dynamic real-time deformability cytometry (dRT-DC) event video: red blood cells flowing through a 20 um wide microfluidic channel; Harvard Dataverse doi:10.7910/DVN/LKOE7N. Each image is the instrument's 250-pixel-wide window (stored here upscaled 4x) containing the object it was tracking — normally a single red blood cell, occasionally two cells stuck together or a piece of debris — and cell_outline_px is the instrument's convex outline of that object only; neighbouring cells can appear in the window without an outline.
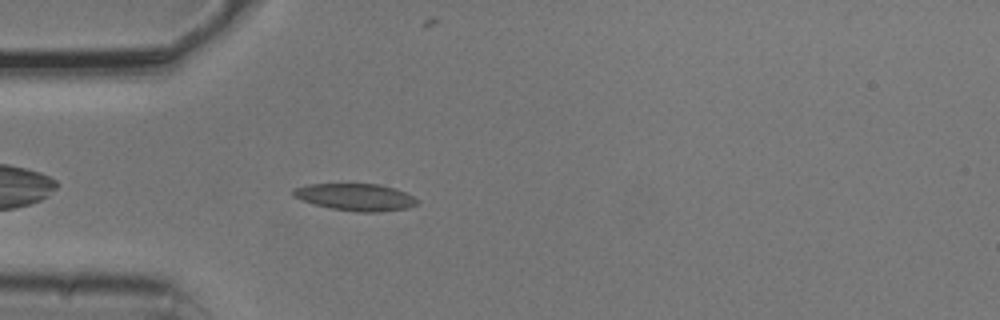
{"species": "common noctule bat (a hibernating species)", "species_latin": "Nyctalus noctula", "temperature_condition": "cold", "stored_images_in_passage": 42, "camera_frame_rate_fps": 3000, "um_per_image_px": 0.085, "animal": {"sex": "male", "body_mass_g": 20.5, "forearm_length_mm": 52.5}, "frame": {"image": 1, "passage_image": 4, "time_ms": 1.0, "image_size_px": [1000, 320], "cell_outline_px": [[420, 200], [416, 204], [408, 208], [376, 212], [356, 212], [332, 208], [300, 200], [292, 196], [292, 188], [308, 184], [380, 184], [396, 188]], "centroid_in_image_um": [30.21, 16.74], "position_along_channel_um": 54.8, "area_um2": 19.59}}
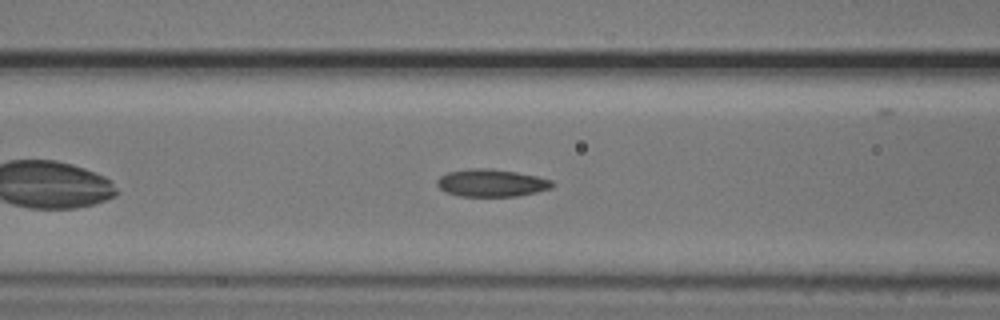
{"frame": {"image": 2, "passage_image": 10, "time_ms": 3.0, "image_size_px": [1000, 320], "cell_outline_px": [[556, 184], [552, 188], [536, 192], [516, 196], [460, 196], [444, 192], [436, 184], [436, 180], [440, 176], [448, 172], [468, 168], [492, 168], [516, 172], [536, 176], [552, 180]], "centroid_in_image_um": [41.76, 15.54], "position_along_channel_um": 124.8, "area_um2": 18.61}}
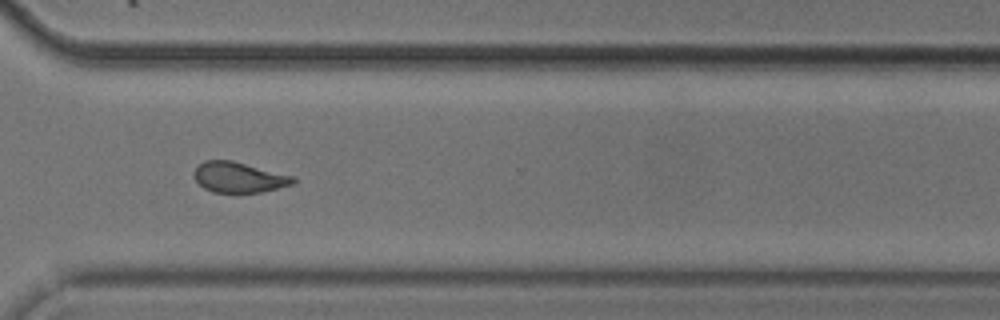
{"frame": {"image": 3, "passage_image": 28, "time_ms": 9.0, "image_size_px": [1000, 320], "cell_outline_px": [[296, 180], [292, 184], [260, 192], [212, 192], [204, 188], [196, 180], [192, 172], [204, 160], [232, 160], [292, 176]], "centroid_in_image_um": [20.25, 15.06], "position_along_channel_um": 350.3, "area_um2": 17.28}, "authors_computed_cell_mechanics": {"area_um2": 18.1492, "velocity_mm_per_s": 3.7664, "shape_relaxation_time_tau1_ms": 5.5042, "shape_relaxation_time_tau2_ms": 1.7343, "deformation_change_tau1": 0.1572, "deformation_change_tau2": 0.0849}}